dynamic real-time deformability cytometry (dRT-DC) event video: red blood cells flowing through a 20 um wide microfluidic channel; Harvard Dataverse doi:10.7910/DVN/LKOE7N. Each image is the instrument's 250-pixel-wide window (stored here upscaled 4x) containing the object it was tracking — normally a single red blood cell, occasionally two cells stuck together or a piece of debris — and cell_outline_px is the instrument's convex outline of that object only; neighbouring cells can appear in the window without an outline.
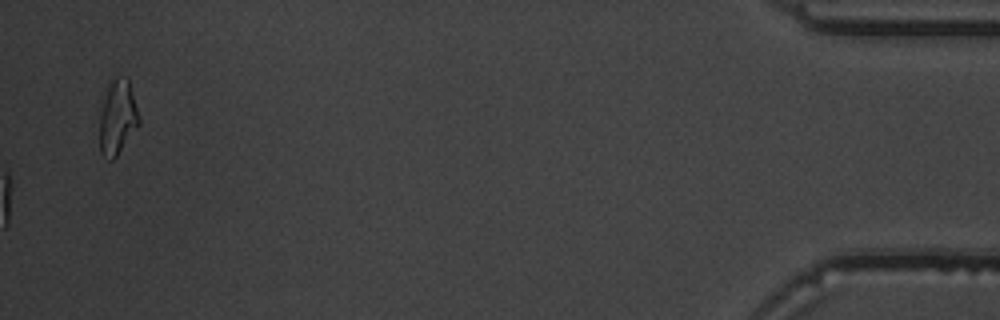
{"species": "common noctule bat (a hibernating species)", "species_latin": "Nyctalus noctula", "temperature_condition": "warm", "stored_images_in_passage": 53, "camera_frame_rate_fps": 3000, "um_per_image_px": 0.085, "animal": {"sex": "male", "body_mass_g": 19.5, "forearm_length_mm": 54.6}, "frame": {"image": 1, "passage_image": 53, "time_ms": 17.333, "image_size_px": [1000, 320], "cell_outline_px": [[140, 124], [116, 156], [112, 160], [108, 160], [100, 152], [100, 96], [112, 80], [116, 76], [128, 76], [140, 116]], "centroid_in_image_um": [9.98, 9.9], "position_along_channel_um": 425.2, "area_um2": 17.69}, "authors_computed_cell_mechanics": {"area_um2": 19.4208, "velocity_mm_per_s": 3.9949, "shape_relaxation_time_tau1_ms": 3.6581, "shape_relaxation_time_tau2_ms": 1.3331, "deformation_change_tau1": 0.1779, "deformation_change_tau2": 0.0584}}